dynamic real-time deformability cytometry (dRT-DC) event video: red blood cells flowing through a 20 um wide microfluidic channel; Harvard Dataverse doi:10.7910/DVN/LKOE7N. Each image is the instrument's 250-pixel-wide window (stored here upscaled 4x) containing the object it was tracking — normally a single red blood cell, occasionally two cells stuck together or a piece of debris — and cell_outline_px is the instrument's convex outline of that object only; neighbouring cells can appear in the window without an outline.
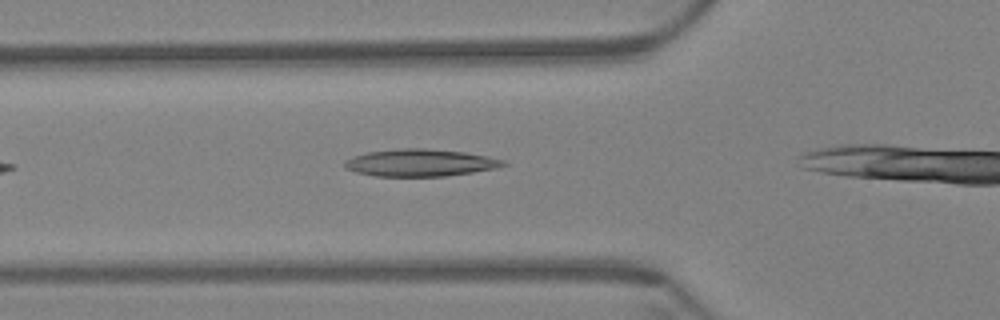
{"species": "Egyptian fruit bat (a non-hibernating species)", "species_latin": "Rousettus aegyptiacus", "temperature_condition": "warm", "stored_images_in_passage": 26, "camera_frame_rate_fps": 3000, "um_per_image_px": 0.085, "animal": {"sex": "female"}, "frame": {"image": 1, "passage_image": 4, "time_ms": 1.0, "image_size_px": [1000, 320], "cell_outline_px": [[508, 164], [496, 168], [472, 172], [444, 176], [376, 176], [356, 172], [344, 168], [344, 160], [352, 156], [368, 152], [400, 148], [428, 148], [464, 152], [504, 160]], "centroid_in_image_um": [35.67, 13.83], "position_along_channel_um": 90.1, "area_um2": 25.09}}
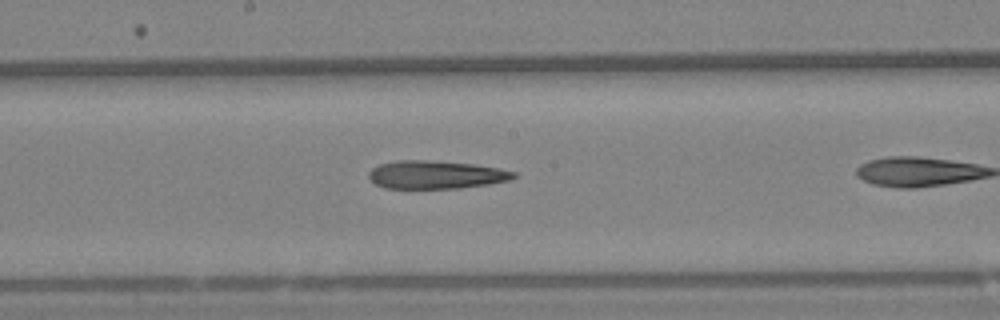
{"frame": {"image": 2, "passage_image": 11, "time_ms": 3.333, "image_size_px": [1000, 320], "cell_outline_px": [[516, 176], [512, 180], [488, 184], [460, 188], [384, 188], [376, 184], [368, 176], [368, 172], [372, 168], [380, 164], [396, 160], [428, 160], [472, 164], [496, 168], [516, 172]], "centroid_in_image_um": [37.04, 14.85], "position_along_channel_um": 211.2, "area_um2": 23.64}}
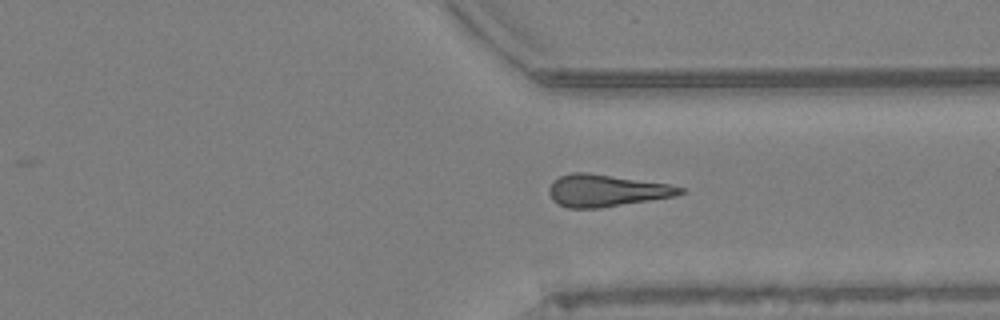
{"frame": {"image": 3, "passage_image": 24, "time_ms": 7.667, "image_size_px": [1000, 320], "cell_outline_px": [[684, 192], [676, 196], [600, 208], [568, 208], [552, 200], [548, 192], [548, 188], [560, 176], [572, 172], [588, 172], [668, 184], [684, 188]], "centroid_in_image_um": [51.53, 16.2], "position_along_channel_um": 359.9, "area_um2": 24.33}}